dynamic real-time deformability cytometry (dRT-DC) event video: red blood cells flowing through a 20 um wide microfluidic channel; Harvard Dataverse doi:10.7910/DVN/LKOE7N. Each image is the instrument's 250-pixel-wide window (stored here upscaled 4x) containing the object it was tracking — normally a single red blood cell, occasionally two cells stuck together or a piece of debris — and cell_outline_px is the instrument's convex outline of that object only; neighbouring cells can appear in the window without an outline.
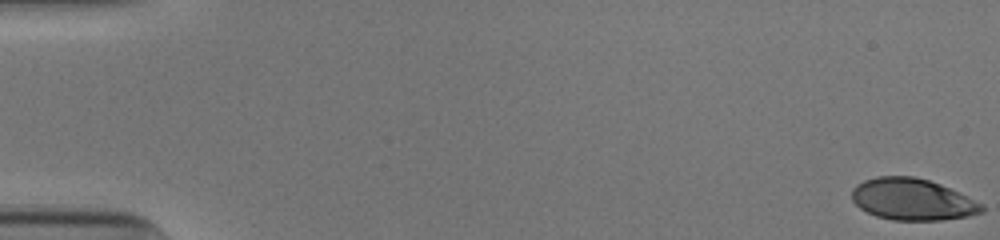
{"species": "human", "species_latin": "Homo sapiens", "temperature_condition": "cold", "stored_images_in_passage": 53, "camera_frame_rate_fps": 3000, "um_per_image_px": 0.085, "donor": {"sex": "male"}, "frame": {"image": 1, "passage_image": 1, "time_ms": 0.0, "image_size_px": [1000, 240], "cell_outline_px": [[984, 212], [968, 216], [940, 220], [892, 220], [876, 216], [860, 208], [852, 200], [852, 188], [856, 184], [864, 180], [876, 176], [912, 176], [928, 180], [940, 184], [984, 204]], "centroid_in_image_um": [77.54, 16.95], "position_along_channel_um": 7.5, "area_um2": 31.5}}
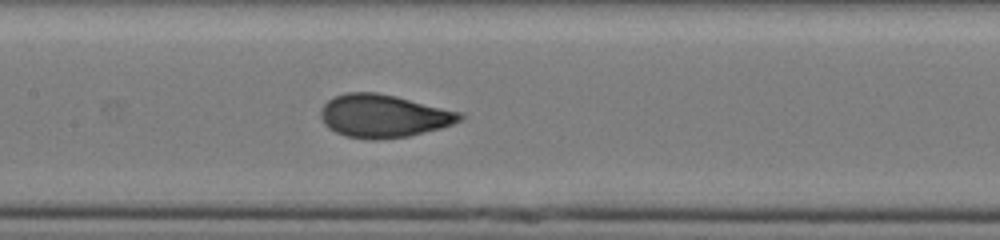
{"frame": {"image": 2, "passage_image": 27, "time_ms": 8.667, "image_size_px": [1000, 240], "cell_outline_px": [[464, 116], [460, 120], [452, 124], [440, 128], [408, 136], [376, 140], [372, 140], [348, 136], [336, 132], [328, 128], [324, 124], [320, 116], [320, 108], [332, 96], [344, 92], [376, 92], [396, 96], [460, 112]], "centroid_in_image_um": [32.54, 9.84], "position_along_channel_um": 174.9, "area_um2": 34.8}}
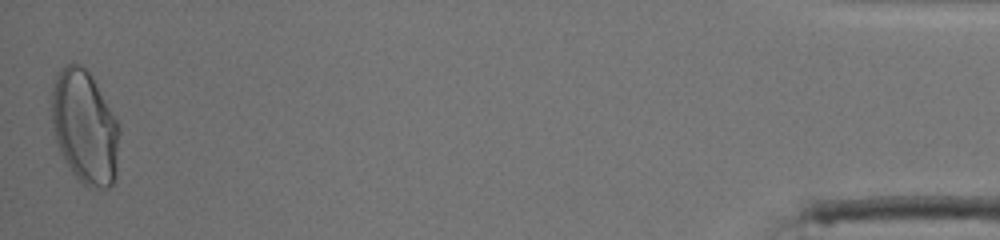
{"frame": {"image": 3, "passage_image": 53, "time_ms": 17.333, "image_size_px": [1000, 240], "cell_outline_px": [[120, 132], [116, 176], [112, 184], [108, 188], [88, 188], [72, 172], [64, 160], [56, 140], [52, 124], [52, 88], [56, 72], [68, 64], [80, 64], [92, 76], [120, 124]], "centroid_in_image_um": [7.23, 10.81], "position_along_channel_um": 428.0, "area_um2": 45.03}, "authors_computed_cell_mechanics": {"area_um2": 33.9286, "velocity_mm_per_s": 3.9149, "shape_relaxation_time_tau1_ms": 4.1048, "shape_relaxation_time_tau2_ms": null, "deformation_change_tau1": 0.1859, "deformation_change_tau2": null}}